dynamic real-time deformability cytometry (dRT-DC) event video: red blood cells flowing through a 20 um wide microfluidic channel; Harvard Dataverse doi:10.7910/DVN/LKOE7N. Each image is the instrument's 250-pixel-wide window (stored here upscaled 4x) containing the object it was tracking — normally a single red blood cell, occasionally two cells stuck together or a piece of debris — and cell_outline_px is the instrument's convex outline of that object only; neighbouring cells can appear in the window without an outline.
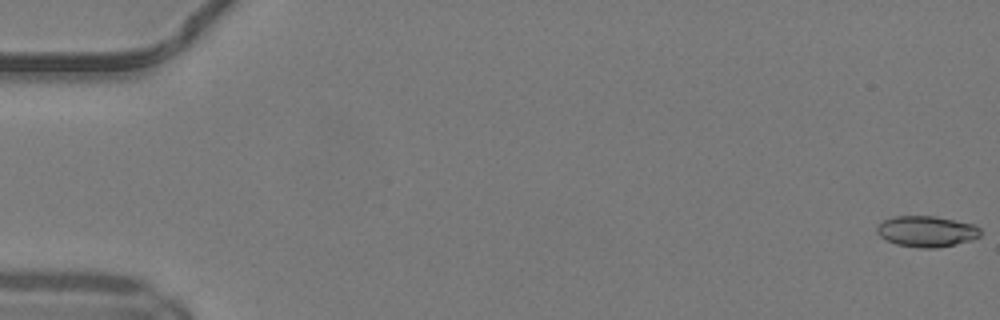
{"species": "common noctule bat (a hibernating species)", "species_latin": "Nyctalus noctula", "temperature_condition": "warm", "stored_images_in_passage": 16, "camera_frame_rate_fps": 3000, "um_per_image_px": 0.085, "animal": {"sex": "male", "body_mass_g": 19.2, "forearm_length_mm": 51.8}, "frame": {"image": 1, "passage_image": 1, "time_ms": 0.0, "image_size_px": [1000, 320], "cell_outline_px": [[980, 236], [972, 240], [936, 248], [920, 248], [896, 244], [880, 236], [876, 232], [876, 228], [884, 220], [896, 216], [936, 216], [976, 224], [980, 228]], "centroid_in_image_um": [78.79, 19.66], "position_along_channel_um": 6.2, "area_um2": 18.67}}
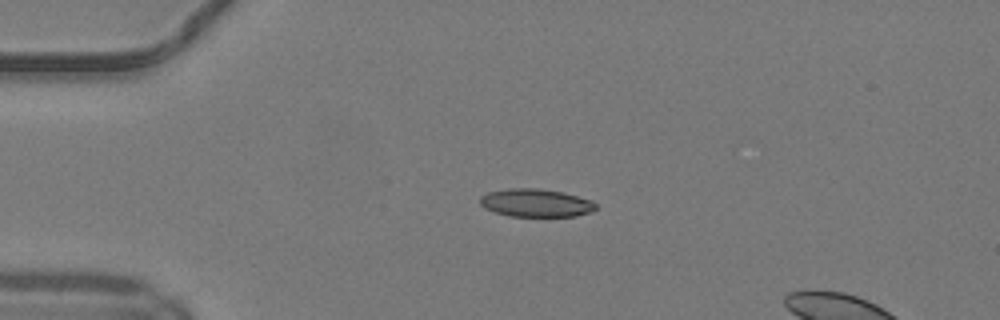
{"frame": {"image": 2, "passage_image": 13, "time_ms": 4.0, "image_size_px": [1000, 320], "cell_outline_px": [[596, 208], [588, 212], [576, 216], [508, 216], [484, 208], [480, 204], [480, 196], [488, 192], [508, 188], [536, 188], [564, 192], [592, 200], [596, 204]], "centroid_in_image_um": [45.53, 17.24], "position_along_channel_um": 39.5, "area_um2": 18.9}}